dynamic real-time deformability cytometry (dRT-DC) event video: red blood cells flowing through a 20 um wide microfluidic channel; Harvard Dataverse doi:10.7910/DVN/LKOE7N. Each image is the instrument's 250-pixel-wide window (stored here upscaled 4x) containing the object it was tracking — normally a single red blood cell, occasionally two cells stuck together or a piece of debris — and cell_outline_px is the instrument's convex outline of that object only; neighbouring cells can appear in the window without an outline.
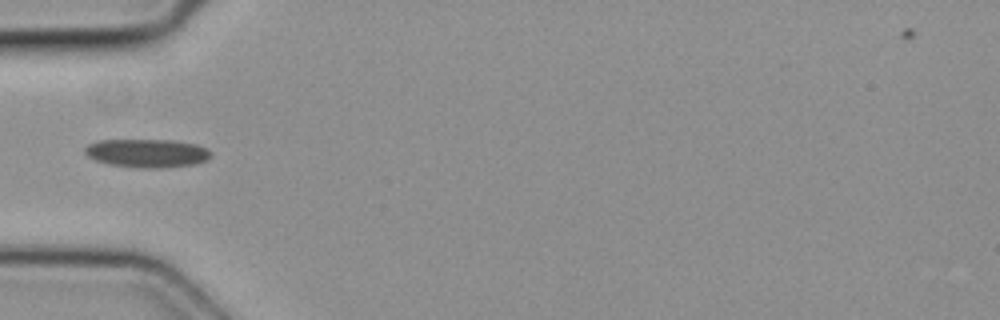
{"species": "common noctule bat (a hibernating species)", "species_latin": "Nyctalus noctula", "temperature_condition": "cold", "stored_images_in_passage": 7, "camera_frame_rate_fps": 3000, "um_per_image_px": 0.085, "animal": {"sex": "female", "body_mass_g": 19.3, "forearm_length_mm": 54.1}, "frame": {"image": 1, "passage_image": 6, "time_ms": 1.667, "image_size_px": [1000, 320], "cell_outline_px": [[212, 156], [208, 160], [196, 164], [164, 168], [136, 168], [108, 164], [96, 160], [88, 156], [84, 152], [84, 148], [88, 144], [100, 140], [172, 140], [196, 144], [212, 152]], "centroid_in_image_um": [12.52, 13.03], "position_along_channel_um": 72.5, "area_um2": 21.1}}
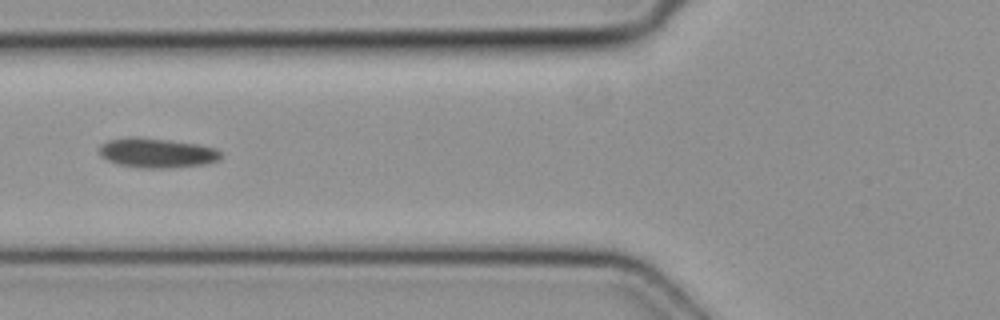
{"frame": {"image": 2, "passage_image": 7, "time_ms": 2.0, "image_size_px": [1000, 320], "cell_outline_px": [[224, 156], [220, 160], [208, 164], [172, 168], [140, 168], [116, 164], [100, 156], [96, 148], [100, 144], [108, 140], [128, 136], [136, 136], [200, 144], [216, 148]], "centroid_in_image_um": [13.32, 13.0], "position_along_channel_um": 112.5, "area_um2": 21.68}}